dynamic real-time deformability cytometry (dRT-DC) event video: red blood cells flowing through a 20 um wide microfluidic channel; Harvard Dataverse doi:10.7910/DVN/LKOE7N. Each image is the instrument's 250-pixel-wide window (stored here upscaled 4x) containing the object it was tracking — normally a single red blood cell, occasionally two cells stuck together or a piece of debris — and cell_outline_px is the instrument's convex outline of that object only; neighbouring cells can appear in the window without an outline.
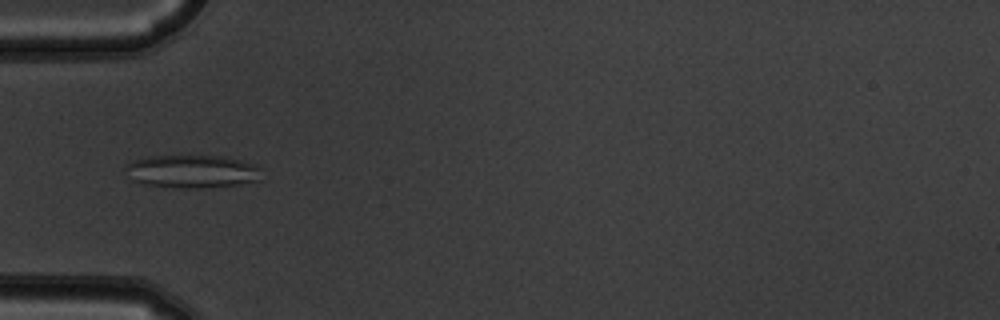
{"species": "common noctule bat (a hibernating species)", "species_latin": "Nyctalus noctula", "temperature_condition": "warm", "stored_images_in_passage": 8, "camera_frame_rate_fps": 3000, "um_per_image_px": 0.085, "animal": {"sex": "male", "body_mass_g": 19.5, "forearm_length_mm": 54.6}, "frame": {"image": 1, "passage_image": 5, "time_ms": 1.333, "image_size_px": [1000, 320], "cell_outline_px": [[260, 180], [240, 184], [200, 188], [176, 188], [144, 184], [132, 180], [124, 168], [124, 164], [132, 160], [148, 156], [224, 156], [256, 164], [260, 168]], "centroid_in_image_um": [16.3, 14.57], "position_along_channel_um": 68.7, "area_um2": 26.41}}
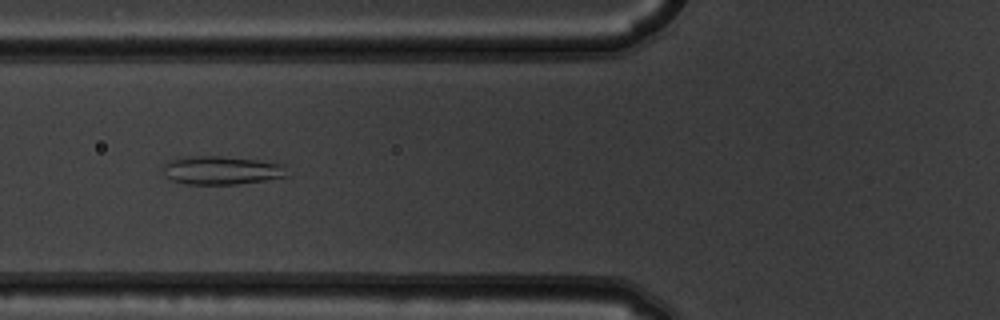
{"frame": {"image": 2, "passage_image": 6, "time_ms": 1.667, "image_size_px": [1000, 320], "cell_outline_px": [[288, 176], [264, 180], [236, 184], [184, 184], [172, 180], [164, 176], [164, 164], [172, 160], [184, 156], [220, 156], [256, 160], [284, 164]], "centroid_in_image_um": [18.81, 14.47], "position_along_channel_um": 107.0, "area_um2": 20.46}}
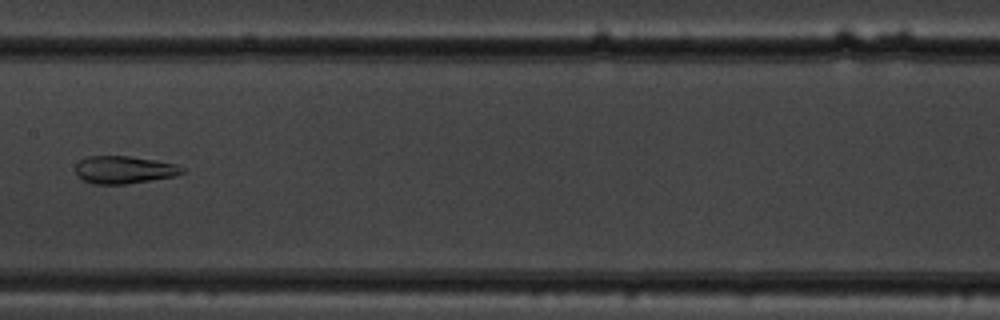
{"frame": {"image": 3, "passage_image": 8, "time_ms": 2.333, "image_size_px": [1000, 320], "cell_outline_px": [[184, 172], [176, 176], [124, 184], [92, 184], [76, 176], [76, 164], [80, 160], [88, 156], [128, 156], [176, 164], [184, 168]], "centroid_in_image_um": [10.52, 14.43], "position_along_channel_um": 196.9, "area_um2": 17.05}}